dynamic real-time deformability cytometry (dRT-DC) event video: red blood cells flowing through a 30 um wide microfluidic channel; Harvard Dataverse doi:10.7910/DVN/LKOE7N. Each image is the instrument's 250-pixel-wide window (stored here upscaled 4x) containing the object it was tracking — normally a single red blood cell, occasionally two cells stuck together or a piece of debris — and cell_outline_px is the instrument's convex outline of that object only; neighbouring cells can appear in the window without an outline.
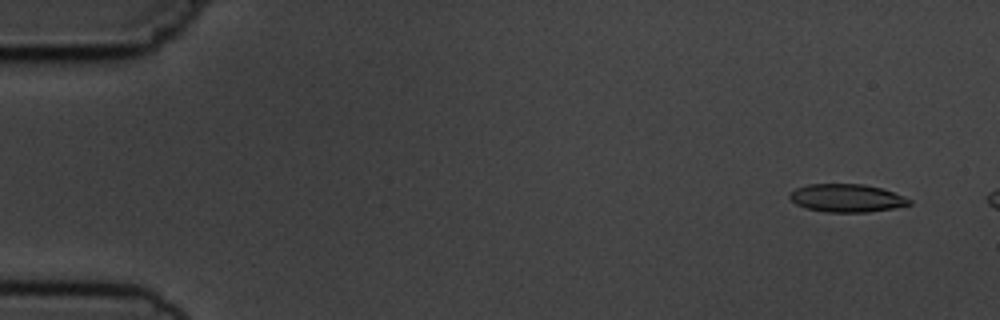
{"species": "common noctule bat (a hibernating species)", "species_latin": "Nyctalus noctula", "temperature_condition": "cold", "stored_images_in_passage": 5, "segment_of_instrument_passage": [2, 2], "camera_frame_rate_fps": 3000, "um_per_image_px": 0.085, "animal": {"sex": "male", "body_mass_g": 19.5, "forearm_length_mm": 54.6}, "frame": {"image": 1, "passage_image": 5, "time_ms": 5.333, "image_size_px": [1000, 320], "cell_outline_px": [[912, 204], [892, 208], [868, 212], [824, 212], [804, 208], [796, 204], [788, 196], [796, 188], [808, 184], [864, 184], [880, 188], [904, 196], [912, 200]], "centroid_in_image_um": [71.96, 16.84], "position_along_channel_um": 13.0, "area_um2": 19.48}}